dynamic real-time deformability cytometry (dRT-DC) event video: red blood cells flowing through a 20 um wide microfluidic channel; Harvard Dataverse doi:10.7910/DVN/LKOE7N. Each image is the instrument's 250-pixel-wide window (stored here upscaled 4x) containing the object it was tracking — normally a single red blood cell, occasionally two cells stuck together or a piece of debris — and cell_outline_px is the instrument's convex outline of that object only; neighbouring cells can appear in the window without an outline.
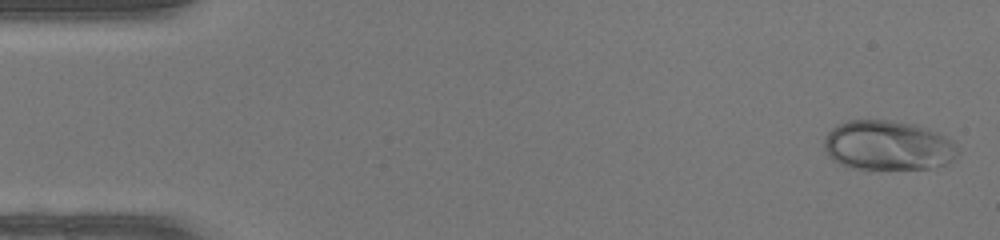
{"species": "human", "species_latin": "Homo sapiens", "temperature_condition": "warm", "stored_images_in_passage": 47, "camera_frame_rate_fps": 3000, "um_per_image_px": 0.085, "donor": {"sex": "female"}, "frame": {"image": 1, "passage_image": 2, "time_ms": 0.333, "image_size_px": [1000, 240], "cell_outline_px": [[960, 152], [948, 164], [928, 168], [848, 168], [832, 160], [828, 156], [824, 148], [824, 140], [828, 132], [836, 124], [848, 120], [892, 120], [916, 124], [940, 132], [952, 140], [956, 144]], "centroid_in_image_um": [75.48, 12.35], "position_along_channel_um": 9.5, "area_um2": 39.13}}
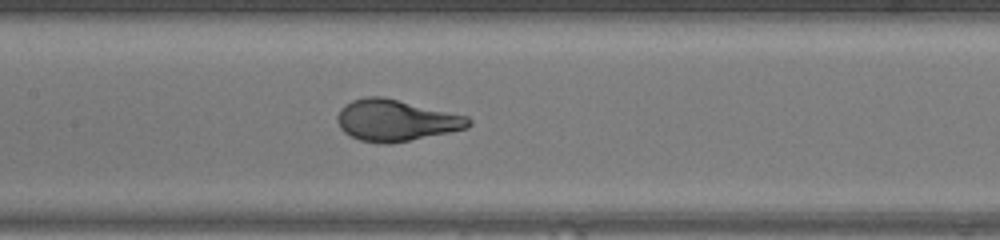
{"frame": {"image": 2, "passage_image": 23, "time_ms": 7.333, "image_size_px": [1000, 240], "cell_outline_px": [[472, 124], [468, 128], [388, 144], [384, 144], [360, 140], [344, 132], [340, 128], [336, 120], [336, 116], [340, 108], [344, 104], [352, 100], [364, 96], [384, 96], [468, 116], [472, 120]], "centroid_in_image_um": [33.63, 10.21], "position_along_channel_um": 173.8, "area_um2": 31.79}}
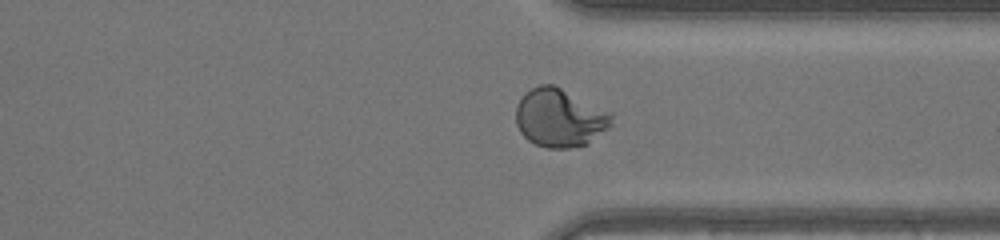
{"frame": {"image": 3, "passage_image": 36, "time_ms": 11.667, "image_size_px": [1000, 240], "cell_outline_px": [[612, 124], [608, 128], [588, 144], [568, 148], [548, 148], [536, 144], [528, 140], [520, 132], [516, 124], [516, 104], [524, 92], [540, 84], [552, 84], [608, 112], [612, 116]], "centroid_in_image_um": [47.52, 10.03], "position_along_channel_um": 363.9, "area_um2": 32.14}, "authors_computed_cell_mechanics": {"area_um2": 32.079, "velocity_mm_per_s": 4.3843, "shape_relaxation_time_tau1_ms": 4.4699, "shape_relaxation_time_tau2_ms": null, "deformation_change_tau1": 0.2738, "deformation_change_tau2": null}}